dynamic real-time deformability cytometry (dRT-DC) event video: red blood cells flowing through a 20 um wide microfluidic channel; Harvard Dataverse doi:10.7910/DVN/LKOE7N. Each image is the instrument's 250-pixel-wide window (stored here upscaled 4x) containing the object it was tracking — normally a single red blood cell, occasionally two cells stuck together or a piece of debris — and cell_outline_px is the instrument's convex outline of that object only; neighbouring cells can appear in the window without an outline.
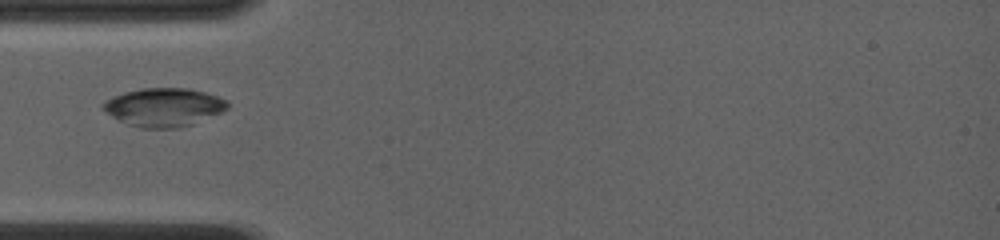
{"species": "common noctule bat (a hibernating species)", "species_latin": "Nyctalus noctula", "temperature_condition": "room temperature", "stored_images_in_passage": 2, "camera_frame_rate_fps": 4000, "um_per_image_px": 0.085, "animal": {"sex": "female", "body_mass_g": 19.0, "forearm_length_mm": 56.7}, "frame": {"image": 1, "passage_image": 1, "time_ms": 0.0, "image_size_px": [1000, 240], "cell_outline_px": [[228, 108], [220, 112], [192, 124], [180, 128], [140, 128], [128, 124], [112, 116], [100, 108], [100, 104], [112, 96], [124, 92], [140, 88], [188, 88], [204, 92], [228, 100]], "centroid_in_image_um": [13.88, 9.11], "position_along_channel_um": 71.1, "area_um2": 27.86}}